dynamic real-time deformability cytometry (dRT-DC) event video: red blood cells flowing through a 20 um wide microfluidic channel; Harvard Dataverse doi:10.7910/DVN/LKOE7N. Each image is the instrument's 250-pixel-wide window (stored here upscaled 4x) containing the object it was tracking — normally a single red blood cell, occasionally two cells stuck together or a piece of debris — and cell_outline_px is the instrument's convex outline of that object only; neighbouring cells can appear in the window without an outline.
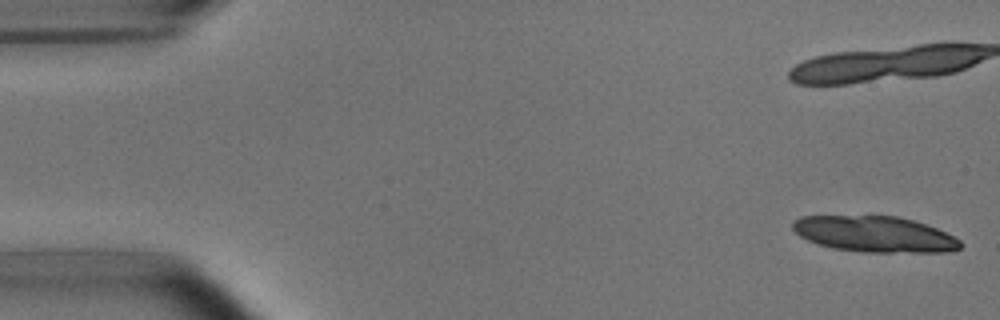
{"species": "common noctule bat (a hibernating species)", "species_latin": "Nyctalus noctula", "temperature_condition": "room temperature", "stored_images_in_passage": 51, "camera_frame_rate_fps": 3000, "um_per_image_px": 0.085, "animal": {"sex": "male", "body_mass_g": 15.6}, "frame": {"image": 1, "passage_image": 1, "time_ms": 0.0, "image_size_px": [1000, 320], "cell_outline_px": [[964, 244], [960, 248], [948, 252], [860, 252], [832, 248], [816, 244], [800, 236], [792, 228], [792, 220], [800, 216], [896, 216], [912, 220], [936, 228], [960, 240]], "centroid_in_image_um": [74.31, 19.91], "position_along_channel_um": 10.7, "area_um2": 35.14}, "authors_computed_cell_mechanics": {"area_um2": 22.1374, "velocity_mm_per_s": 3.7976, "shape_relaxation_time_tau1_ms": 3.6394, "shape_relaxation_time_tau2_ms": 2.2476, "deformation_change_tau1": 0.117, "deformation_change_tau2": 0.0811}}